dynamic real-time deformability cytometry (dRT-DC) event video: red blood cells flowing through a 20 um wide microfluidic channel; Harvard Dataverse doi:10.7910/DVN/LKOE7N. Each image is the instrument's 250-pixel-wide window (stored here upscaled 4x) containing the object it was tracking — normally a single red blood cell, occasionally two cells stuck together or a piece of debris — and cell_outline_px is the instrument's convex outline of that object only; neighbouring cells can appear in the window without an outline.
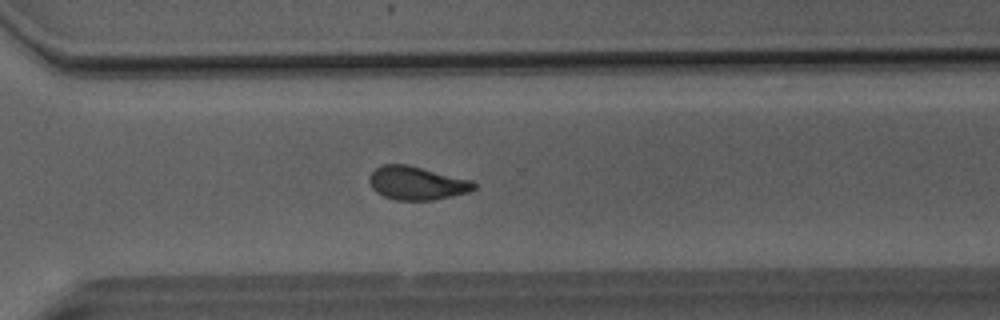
{"species": "Egyptian fruit bat (a non-hibernating species)", "species_latin": "Rousettus aegyptiacus", "temperature_condition": "room temperature", "stored_images_in_passage": 37, "camera_frame_rate_fps": 3000, "um_per_image_px": 0.085, "animal": {"sex": "male"}, "frame": {"image": 1, "passage_image": 23, "time_ms": 7.333, "image_size_px": [1000, 320], "cell_outline_px": [[476, 188], [468, 192], [452, 196], [432, 200], [396, 200], [384, 196], [376, 192], [372, 188], [368, 180], [368, 176], [380, 164], [408, 164], [472, 180], [476, 184]], "centroid_in_image_um": [35.41, 15.55], "position_along_channel_um": 335.2, "area_um2": 20.52}}
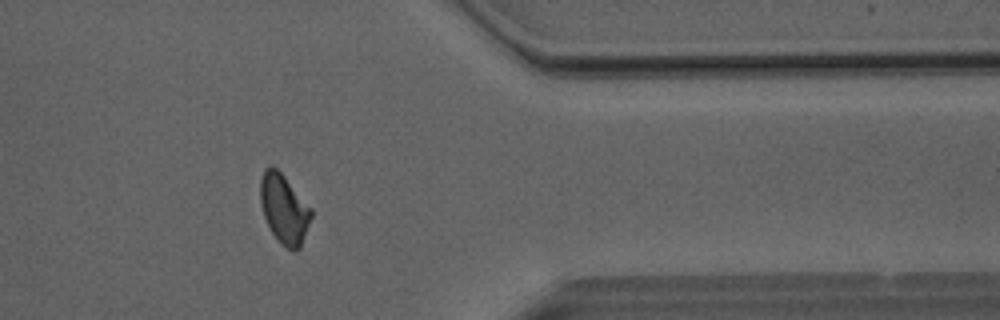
{"frame": {"image": 2, "passage_image": 28, "time_ms": 9.0, "image_size_px": [1000, 320], "cell_outline_px": [[312, 216], [300, 248], [288, 248], [280, 244], [272, 232], [264, 216], [260, 204], [260, 180], [264, 168], [272, 164], [284, 176], [312, 208]], "centroid_in_image_um": [24.13, 17.72], "position_along_channel_um": 387.3, "area_um2": 20.4}}
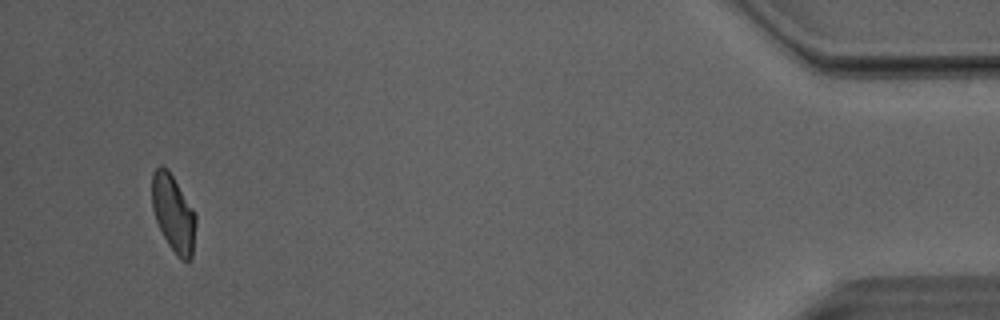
{"frame": {"image": 3, "passage_image": 35, "time_ms": 11.333, "image_size_px": [1000, 320], "cell_outline_px": [[196, 220], [192, 256], [188, 260], [184, 260], [168, 244], [156, 220], [152, 208], [152, 172], [160, 164], [168, 168], [192, 208], [196, 216]], "centroid_in_image_um": [14.72, 18.06], "position_along_channel_um": 420.5, "area_um2": 19.25}, "authors_computed_cell_mechanics": {"area_um2": 20.4034, "velocity_mm_per_s": 4.063, "shape_relaxation_time_tau1_ms": 10.3119, "shape_relaxation_time_tau2_ms": 1.9082, "deformation_change_tau1": 0.2156, "deformation_change_tau2": 0.0771}}